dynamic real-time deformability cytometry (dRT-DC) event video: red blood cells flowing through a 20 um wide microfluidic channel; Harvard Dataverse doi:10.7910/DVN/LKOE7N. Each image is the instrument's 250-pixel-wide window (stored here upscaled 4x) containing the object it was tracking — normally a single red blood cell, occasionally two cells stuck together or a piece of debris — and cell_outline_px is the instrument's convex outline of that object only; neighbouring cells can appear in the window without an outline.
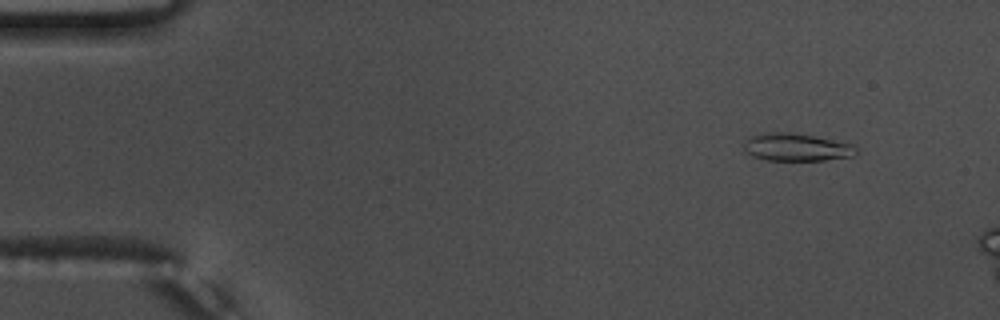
{"species": "common noctule bat (a hibernating species)", "species_latin": "Nyctalus noctula", "temperature_condition": "warm", "stored_images_in_passage": 54, "camera_frame_rate_fps": 3000, "um_per_image_px": 0.085, "animal": {"sex": "male", "body_mass_g": 17.5, "forearm_length_mm": 52.3}, "frame": {"image": 1, "passage_image": 6, "time_ms": 1.667, "image_size_px": [1000, 320], "cell_outline_px": [[856, 152], [852, 156], [824, 160], [768, 160], [752, 156], [744, 152], [744, 140], [752, 136], [764, 132], [792, 132], [852, 144], [856, 148]], "centroid_in_image_um": [67.63, 12.51], "position_along_channel_um": 17.4, "area_um2": 17.98}}
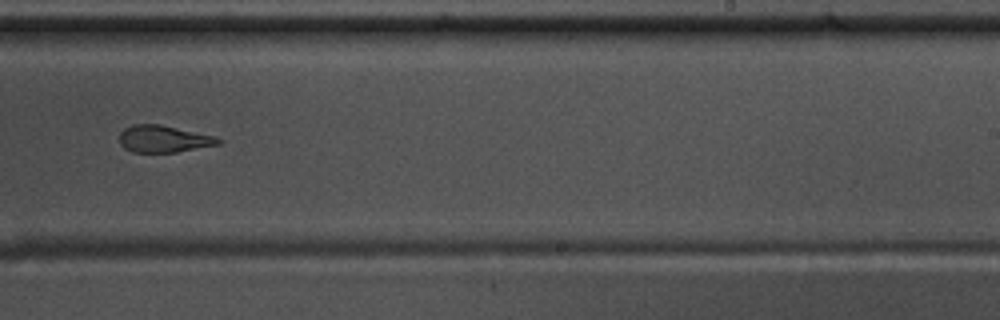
{"frame": {"image": 2, "passage_image": 35, "time_ms": 11.333, "image_size_px": [1000, 320], "cell_outline_px": [[224, 140], [220, 144], [176, 152], [132, 152], [124, 148], [120, 144], [120, 132], [124, 128], [132, 124], [160, 124], [216, 136]], "centroid_in_image_um": [13.92, 11.8], "position_along_channel_um": 275.1, "area_um2": 15.66}}
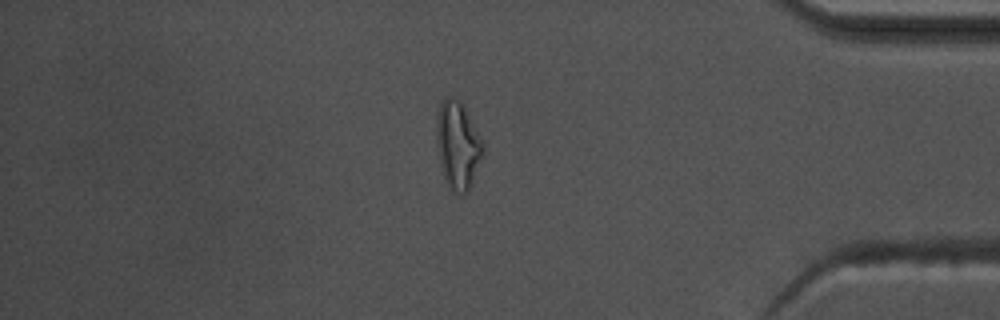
{"frame": {"image": 3, "passage_image": 47, "time_ms": 15.333, "image_size_px": [1000, 320], "cell_outline_px": [[484, 152], [468, 192], [464, 196], [452, 192], [448, 188], [444, 176], [440, 160], [436, 140], [436, 124], [440, 100], [444, 96], [456, 96], [464, 104], [484, 144]], "centroid_in_image_um": [38.91, 12.3], "position_along_channel_um": 396.3, "area_um2": 24.16}}